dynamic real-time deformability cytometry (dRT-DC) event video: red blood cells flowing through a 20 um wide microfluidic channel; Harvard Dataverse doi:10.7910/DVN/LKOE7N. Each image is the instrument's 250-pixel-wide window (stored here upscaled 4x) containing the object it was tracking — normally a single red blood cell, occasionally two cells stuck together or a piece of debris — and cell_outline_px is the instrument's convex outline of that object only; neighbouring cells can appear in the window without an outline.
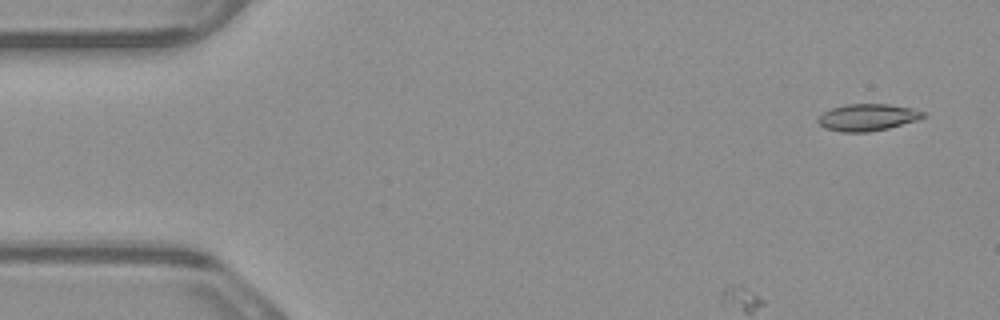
{"species": "common noctule bat (a hibernating species)", "species_latin": "Nyctalus noctula", "temperature_condition": "warm", "stored_images_in_passage": 7, "camera_frame_rate_fps": 3000, "um_per_image_px": 0.085, "animal": {"sex": "male", "body_mass_g": 23.1, "forearm_length_mm": 52.7}, "frame": {"image": 1, "passage_image": 1, "time_ms": 0.0, "image_size_px": [1000, 320], "cell_outline_px": [[928, 116], [916, 120], [888, 128], [868, 132], [840, 132], [824, 128], [816, 120], [824, 112], [832, 108], [844, 104], [888, 104], [912, 108], [924, 112]], "centroid_in_image_um": [73.73, 9.97], "position_along_channel_um": 11.3, "area_um2": 16.47}}
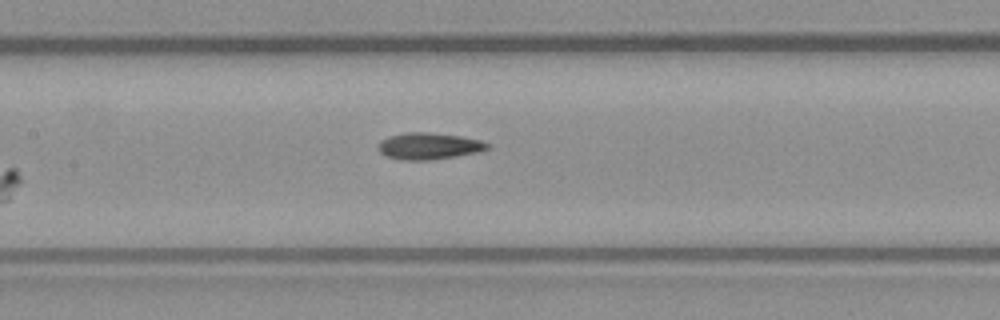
{"frame": {"image": 2, "passage_image": 7, "time_ms": 2.0, "image_size_px": [1000, 320], "cell_outline_px": [[488, 148], [476, 152], [456, 156], [432, 160], [400, 160], [384, 156], [380, 152], [380, 140], [388, 136], [408, 132], [428, 132], [460, 136], [480, 140], [488, 144]], "centroid_in_image_um": [36.41, 12.42], "position_along_channel_um": 171.0, "area_um2": 16.82}}